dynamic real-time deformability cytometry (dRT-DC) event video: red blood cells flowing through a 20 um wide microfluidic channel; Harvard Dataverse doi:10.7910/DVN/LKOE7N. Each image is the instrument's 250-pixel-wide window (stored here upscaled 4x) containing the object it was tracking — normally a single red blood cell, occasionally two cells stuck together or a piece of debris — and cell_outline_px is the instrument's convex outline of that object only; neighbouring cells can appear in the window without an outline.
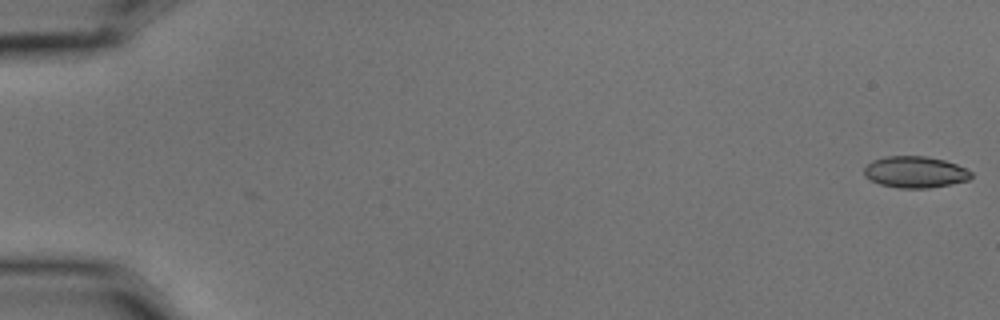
{"species": "common noctule bat (a hibernating species)", "species_latin": "Nyctalus noctula", "temperature_condition": "cold", "stored_images_in_passage": 9, "camera_frame_rate_fps": 3000, "um_per_image_px": 0.085, "animal": {"sex": "male", "body_mass_g": 15.6}, "frame": {"image": 1, "passage_image": 1, "time_ms": 0.0, "image_size_px": [1000, 320], "cell_outline_px": [[972, 176], [968, 180], [928, 188], [900, 188], [880, 184], [864, 176], [864, 168], [872, 160], [888, 156], [924, 156], [944, 160], [956, 164], [972, 172]], "centroid_in_image_um": [77.77, 14.62], "position_along_channel_um": 7.2, "area_um2": 19.42}}
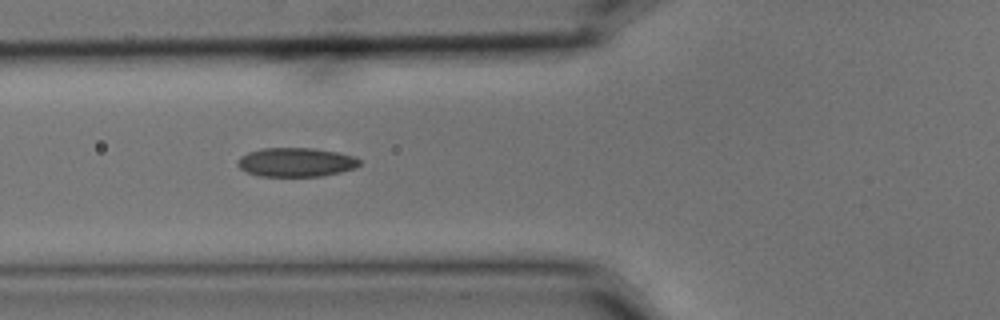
{"frame": {"image": 2, "passage_image": 7, "time_ms": 2.0, "image_size_px": [1000, 320], "cell_outline_px": [[360, 164], [356, 168], [340, 172], [320, 176], [260, 176], [248, 172], [240, 168], [236, 164], [236, 160], [240, 156], [248, 152], [260, 148], [312, 148], [336, 152], [352, 156], [360, 160]], "centroid_in_image_um": [25.12, 13.78], "position_along_channel_um": 100.7, "area_um2": 20.58}}
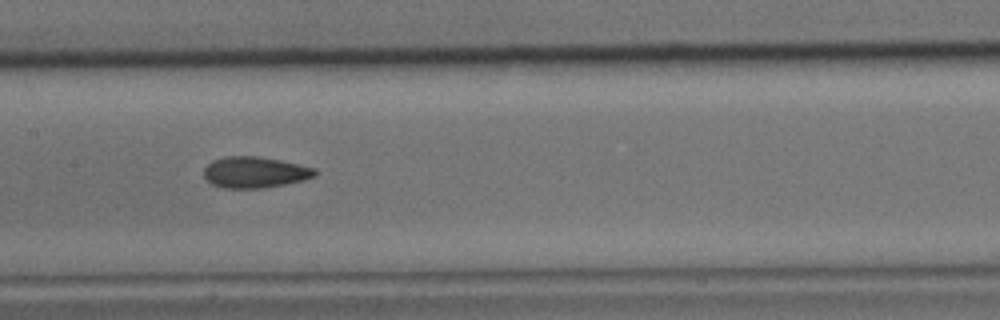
{"frame": {"image": 3, "passage_image": 9, "time_ms": 2.667, "image_size_px": [1000, 320], "cell_outline_px": [[316, 176], [304, 180], [264, 188], [224, 188], [212, 184], [204, 176], [204, 168], [212, 160], [224, 156], [256, 156], [280, 160], [316, 168]], "centroid_in_image_um": [21.66, 14.64], "position_along_channel_um": 185.7, "area_um2": 20.17}}